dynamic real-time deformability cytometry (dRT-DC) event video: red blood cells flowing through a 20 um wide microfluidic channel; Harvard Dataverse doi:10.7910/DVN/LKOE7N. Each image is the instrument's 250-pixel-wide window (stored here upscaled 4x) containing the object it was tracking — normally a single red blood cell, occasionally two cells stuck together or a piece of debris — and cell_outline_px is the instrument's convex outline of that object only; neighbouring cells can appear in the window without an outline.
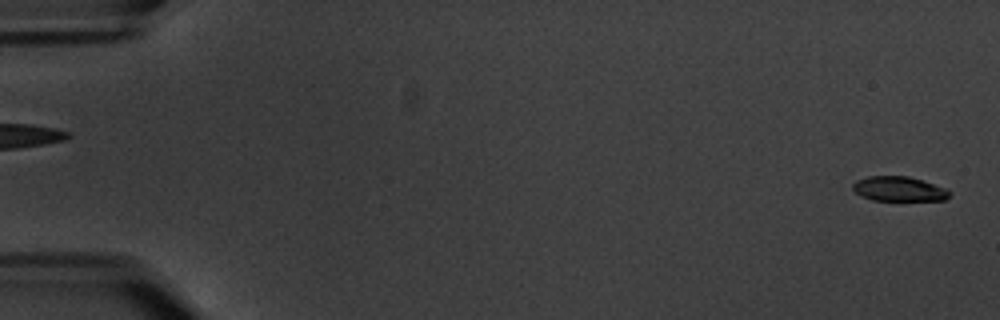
{"species": "common noctule bat (a hibernating species)", "species_latin": "Nyctalus noctula", "temperature_condition": "warm", "stored_images_in_passage": 6, "segment_of_instrument_passage": [2, 2], "camera_frame_rate_fps": 3000, "um_per_image_px": 0.085, "animal": {"sex": "male", "body_mass_g": 20.1, "forearm_length_mm": 53.5}, "frame": {"image": 1, "passage_image": 6, "time_ms": 6.667, "image_size_px": [1000, 320], "cell_outline_px": [[952, 192], [944, 200], [872, 200], [860, 196], [852, 188], [852, 184], [856, 180], [868, 176], [908, 176], [944, 188]], "centroid_in_image_um": [76.35, 16.06], "position_along_channel_um": 8.6, "area_um2": 13.76}}